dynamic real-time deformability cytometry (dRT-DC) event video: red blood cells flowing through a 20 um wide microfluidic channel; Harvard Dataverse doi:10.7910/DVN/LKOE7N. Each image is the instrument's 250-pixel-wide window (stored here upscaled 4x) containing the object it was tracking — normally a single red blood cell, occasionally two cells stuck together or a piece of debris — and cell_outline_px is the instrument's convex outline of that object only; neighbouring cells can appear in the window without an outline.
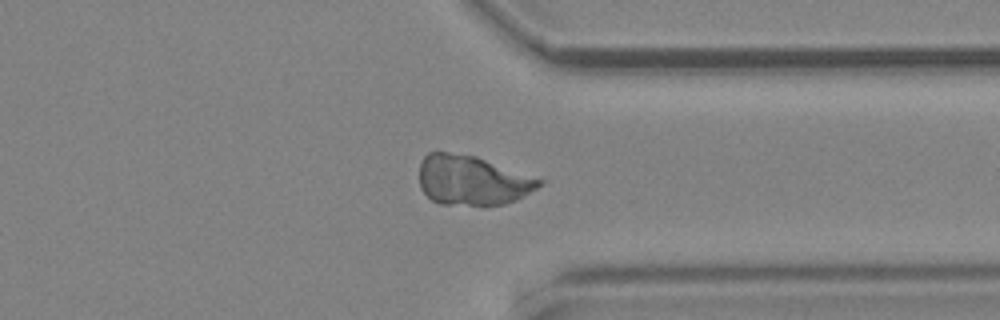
{"species": "common noctule bat (a hibernating species)", "species_latin": "Nyctalus noctula", "temperature_condition": "cold", "stored_images_in_passage": 57, "camera_frame_rate_fps": 3000, "um_per_image_px": 0.085, "animal": {"sex": "male", "body_mass_g": 19.2, "forearm_length_mm": 51.8}, "frame": {"image": 1, "passage_image": 44, "time_ms": 14.333, "image_size_px": [1000, 320], "cell_outline_px": [[548, 180], [536, 188], [516, 200], [504, 204], [440, 204], [432, 200], [420, 188], [420, 164], [424, 156], [428, 152], [448, 152], [476, 156]], "centroid_in_image_um": [40.17, 15.31], "position_along_channel_um": 371.2, "area_um2": 34.74}}